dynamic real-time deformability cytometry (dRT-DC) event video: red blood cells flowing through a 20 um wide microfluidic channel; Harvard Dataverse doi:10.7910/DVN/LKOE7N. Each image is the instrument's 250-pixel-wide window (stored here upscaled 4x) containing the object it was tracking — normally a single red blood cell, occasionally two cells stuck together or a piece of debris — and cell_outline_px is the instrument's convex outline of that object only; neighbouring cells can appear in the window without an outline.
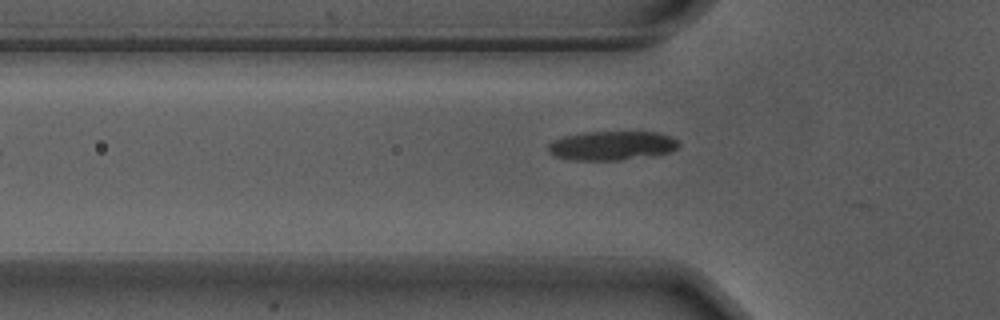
{"species": "Egyptian fruit bat (a non-hibernating species)", "species_latin": "Rousettus aegyptiacus", "temperature_condition": "warm", "stored_images_in_passage": 32, "camera_frame_rate_fps": 3000, "um_per_image_px": 0.085, "animal": {"sex": "male"}, "frame": {"image": 1, "passage_image": 2, "time_ms": 0.333, "image_size_px": [1000, 320], "cell_outline_px": [[680, 144], [676, 148], [668, 152], [620, 160], [576, 160], [556, 156], [548, 148], [548, 144], [552, 140], [564, 136], [592, 132], [656, 132], [672, 136]], "centroid_in_image_um": [52.01, 12.37], "position_along_channel_um": 73.8, "area_um2": 21.68}}
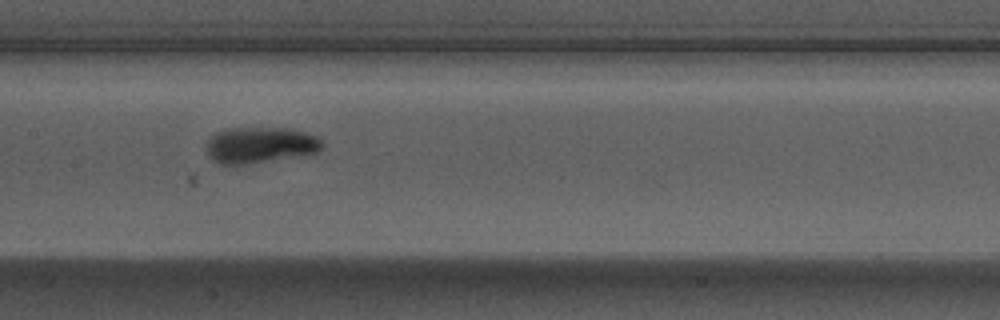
{"frame": {"image": 2, "passage_image": 11, "time_ms": 3.333, "image_size_px": [1000, 320], "cell_outline_px": [[324, 148], [316, 152], [244, 164], [220, 164], [208, 152], [208, 140], [216, 132], [224, 128], [292, 128], [316, 136], [324, 144]], "centroid_in_image_um": [22.13, 12.29], "position_along_channel_um": 185.3, "area_um2": 23.76}}
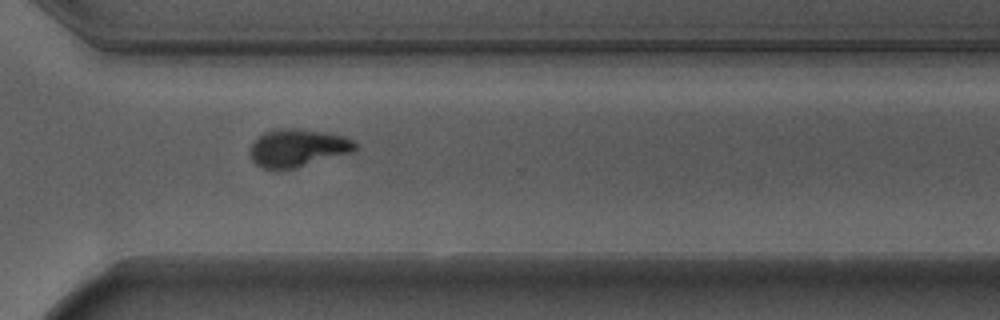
{"frame": {"image": 3, "passage_image": 24, "time_ms": 7.667, "image_size_px": [1000, 320], "cell_outline_px": [[356, 148], [352, 152], [296, 168], [264, 168], [256, 164], [252, 160], [248, 152], [248, 148], [256, 136], [264, 132], [276, 128], [292, 128], [320, 132], [344, 136], [352, 140], [356, 144]], "centroid_in_image_um": [25.23, 12.56], "position_along_channel_um": 345.4, "area_um2": 23.06}, "authors_computed_cell_mechanics": {"area_um2": 22.9177, "velocity_mm_per_s": 3.7037, "shape_relaxation_time_tau1_ms": 3.1689, "shape_relaxation_time_tau2_ms": 1.6226, "deformation_change_tau1": 0.1491, "deformation_change_tau2": 0.0694}}